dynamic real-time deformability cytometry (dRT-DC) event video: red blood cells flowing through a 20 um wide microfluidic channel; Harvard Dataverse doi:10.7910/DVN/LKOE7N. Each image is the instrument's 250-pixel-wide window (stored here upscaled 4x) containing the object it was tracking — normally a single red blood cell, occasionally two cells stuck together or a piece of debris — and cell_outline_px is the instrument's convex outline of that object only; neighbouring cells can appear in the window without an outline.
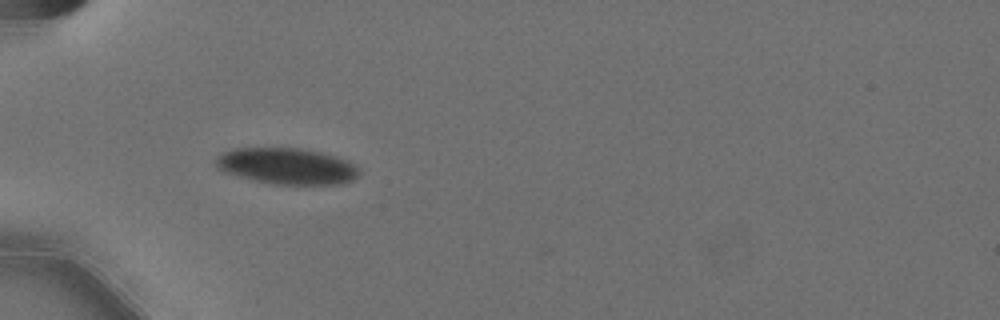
{"species": "Egyptian fruit bat (a non-hibernating species)", "species_latin": "Rousettus aegyptiacus", "temperature_condition": "cold", "stored_images_in_passage": 39, "camera_frame_rate_fps": 3000, "um_per_image_px": 0.085, "animal": {"sex": "female"}, "frame": {"image": 1, "passage_image": 1, "time_ms": 0.0, "image_size_px": [1000, 320], "cell_outline_px": [[360, 176], [344, 184], [276, 184], [252, 180], [224, 172], [216, 168], [216, 156], [232, 148], [296, 148], [320, 152], [348, 160], [360, 168]], "centroid_in_image_um": [24.4, 14.12], "position_along_channel_um": 60.6, "area_um2": 30.4}}
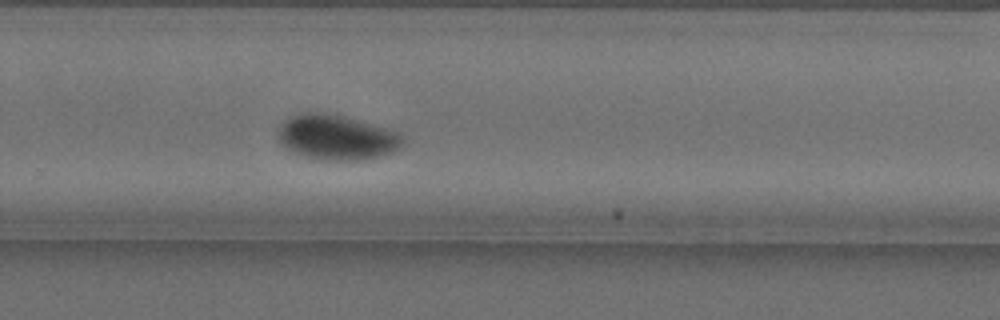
{"frame": {"image": 2, "passage_image": 22, "time_ms": 7.0, "image_size_px": [1000, 320], "cell_outline_px": [[404, 144], [400, 148], [392, 152], [364, 160], [324, 160], [308, 156], [296, 152], [280, 144], [280, 124], [284, 120], [300, 112], [324, 112], [340, 116], [384, 128], [396, 132], [404, 140]], "centroid_in_image_um": [28.61, 11.67], "position_along_channel_um": 301.2, "area_um2": 31.96}}
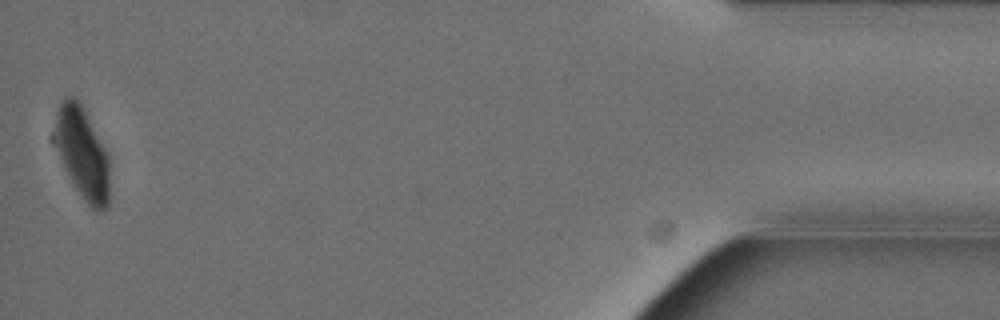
{"frame": {"image": 3, "passage_image": 39, "time_ms": 12.667, "image_size_px": [1000, 320], "cell_outline_px": [[108, 204], [100, 212], [92, 208], [84, 200], [68, 176], [60, 160], [52, 140], [52, 132], [56, 112], [64, 96], [72, 96], [80, 104], [104, 148], [108, 156]], "centroid_in_image_um": [6.92, 13.01], "position_along_channel_um": 428.3, "area_um2": 28.96}}